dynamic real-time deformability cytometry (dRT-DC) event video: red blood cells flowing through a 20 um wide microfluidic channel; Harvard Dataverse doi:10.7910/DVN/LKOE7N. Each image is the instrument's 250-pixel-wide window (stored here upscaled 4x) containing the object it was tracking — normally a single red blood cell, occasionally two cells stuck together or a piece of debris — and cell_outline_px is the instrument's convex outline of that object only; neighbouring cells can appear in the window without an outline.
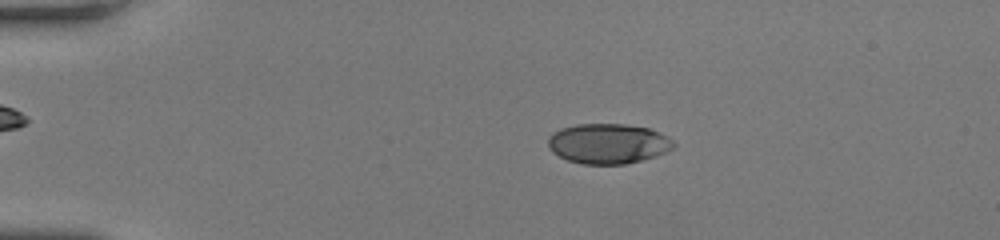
{"species": "human", "species_latin": "Homo sapiens", "temperature_condition": "room temperature", "stored_images_in_passage": 49, "camera_frame_rate_fps": 3000, "um_per_image_px": 0.085, "donor": {"sex": "female"}, "frame": {"image": 1, "passage_image": 10, "time_ms": 3.0, "image_size_px": [1000, 240], "cell_outline_px": [[676, 144], [672, 148], [656, 156], [624, 164], [584, 164], [568, 160], [552, 152], [548, 144], [548, 136], [552, 132], [560, 128], [576, 124], [624, 124], [648, 128], [660, 132], [672, 140]], "centroid_in_image_um": [51.66, 12.2], "position_along_channel_um": 33.3, "area_um2": 29.25}}
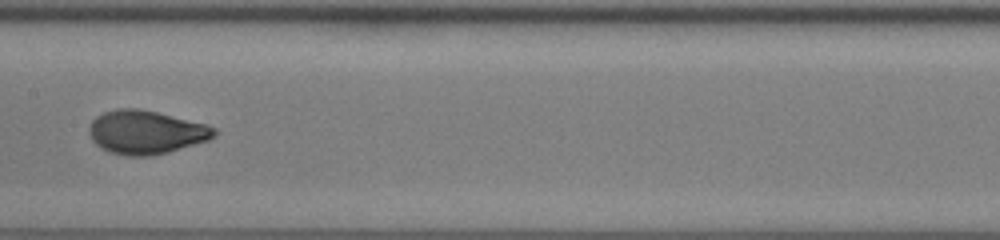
{"frame": {"image": 2, "passage_image": 26, "time_ms": 8.333, "image_size_px": [1000, 240], "cell_outline_px": [[220, 132], [216, 136], [208, 140], [168, 152], [148, 156], [128, 156], [108, 152], [100, 148], [92, 140], [88, 132], [88, 128], [92, 120], [96, 116], [104, 112], [116, 108], [136, 108], [156, 112], [208, 124], [216, 128]], "centroid_in_image_um": [12.41, 11.24], "position_along_channel_um": 195.0, "area_um2": 32.02}}
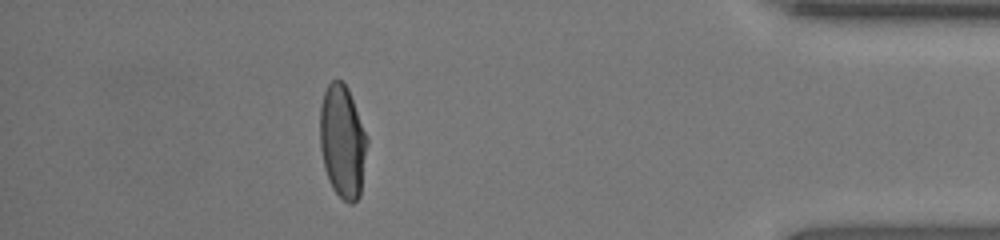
{"frame": {"image": 3, "passage_image": 44, "time_ms": 14.333, "image_size_px": [1000, 240], "cell_outline_px": [[368, 144], [360, 196], [352, 204], [348, 204], [332, 188], [328, 180], [324, 168], [320, 148], [320, 104], [324, 92], [328, 84], [332, 80], [340, 80], [348, 88], [368, 140]], "centroid_in_image_um": [29.1, 12.05], "position_along_channel_um": 406.1, "area_um2": 31.15}, "authors_computed_cell_mechanics": {"area_um2": 30.6918, "velocity_mm_per_s": 4.2203, "shape_relaxation_time_tau1_ms": 3.7572, "shape_relaxation_time_tau2_ms": null, "deformation_change_tau1": 0.1859, "deformation_change_tau2": null}}